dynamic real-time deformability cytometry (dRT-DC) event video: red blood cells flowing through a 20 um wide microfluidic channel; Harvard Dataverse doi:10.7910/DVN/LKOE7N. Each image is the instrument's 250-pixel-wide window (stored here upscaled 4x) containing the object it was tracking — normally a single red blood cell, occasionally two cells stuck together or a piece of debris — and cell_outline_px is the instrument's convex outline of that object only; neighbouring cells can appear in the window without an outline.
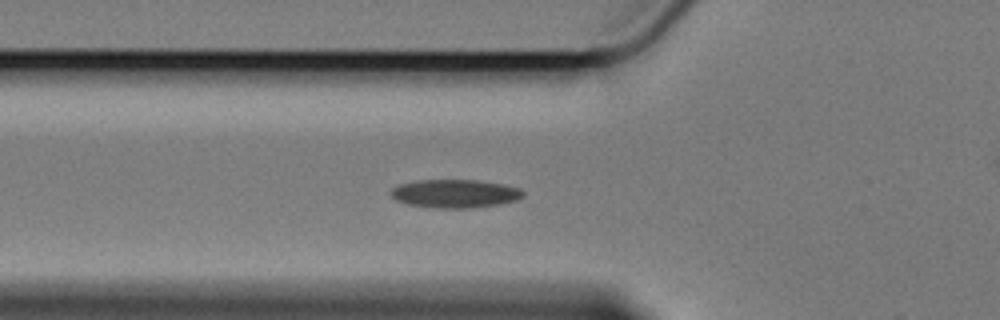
{"species": "Egyptian fruit bat (a non-hibernating species)", "species_latin": "Rousettus aegyptiacus", "temperature_condition": "cold", "stored_images_in_passage": 10, "camera_frame_rate_fps": 3000, "um_per_image_px": 0.085, "animal": {"sex": "female"}, "frame": {"image": 1, "passage_image": 2, "time_ms": 0.333, "image_size_px": [1000, 320], "cell_outline_px": [[524, 196], [516, 200], [500, 204], [472, 208], [432, 208], [408, 204], [396, 200], [388, 192], [392, 188], [400, 184], [416, 180], [476, 180], [500, 184], [520, 188], [524, 192]], "centroid_in_image_um": [38.65, 16.46], "position_along_channel_um": 87.2, "area_um2": 21.91}}
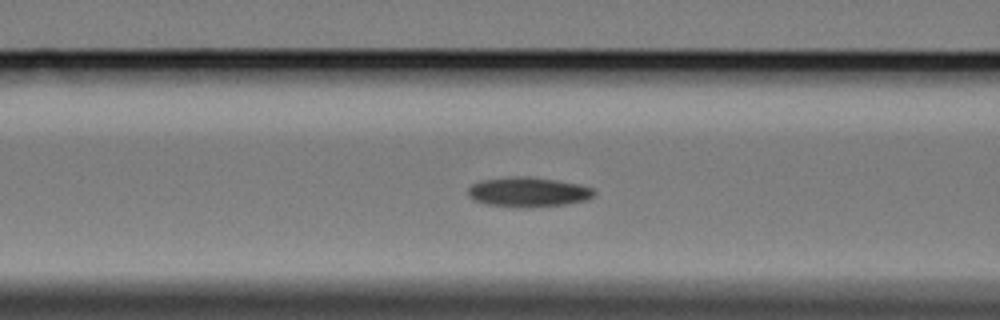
{"frame": {"image": 2, "passage_image": 5, "time_ms": 1.333, "image_size_px": [1000, 320], "cell_outline_px": [[596, 192], [588, 200], [568, 204], [528, 208], [516, 208], [484, 204], [468, 196], [468, 188], [472, 184], [480, 180], [508, 176], [528, 176], [556, 180], [580, 184], [592, 188]], "centroid_in_image_um": [44.89, 16.33], "position_along_channel_um": 121.7, "area_um2": 22.31}}
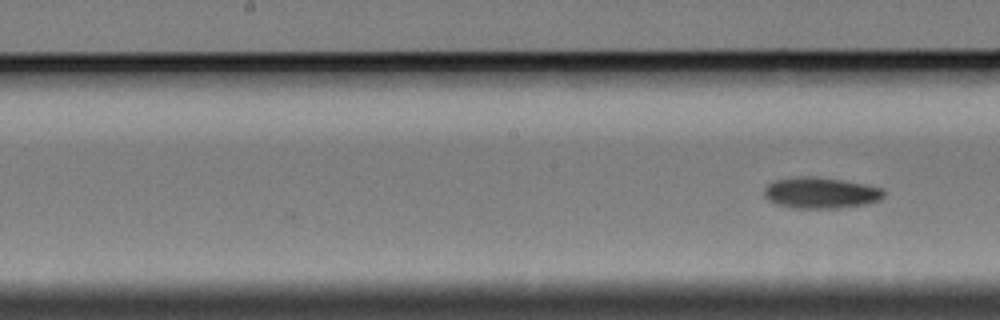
{"frame": {"image": 3, "passage_image": 10, "time_ms": 3.0, "image_size_px": [1000, 320], "cell_outline_px": [[884, 196], [880, 200], [868, 204], [840, 208], [792, 208], [776, 204], [768, 200], [764, 196], [764, 188], [768, 184], [776, 180], [796, 176], [816, 176], [864, 184], [880, 188], [884, 192]], "centroid_in_image_um": [69.73, 16.4], "position_along_channel_um": 178.5, "area_um2": 21.79}}